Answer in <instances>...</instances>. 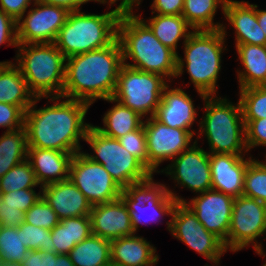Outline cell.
<instances>
[{
  "label": "cell",
  "instance_id": "cell-26",
  "mask_svg": "<svg viewBox=\"0 0 266 266\" xmlns=\"http://www.w3.org/2000/svg\"><path fill=\"white\" fill-rule=\"evenodd\" d=\"M35 98L20 69L14 62H6L0 68V102L20 106L26 111Z\"/></svg>",
  "mask_w": 266,
  "mask_h": 266
},
{
  "label": "cell",
  "instance_id": "cell-17",
  "mask_svg": "<svg viewBox=\"0 0 266 266\" xmlns=\"http://www.w3.org/2000/svg\"><path fill=\"white\" fill-rule=\"evenodd\" d=\"M233 203V197L214 189L197 194L185 202L196 214L199 223L224 243L226 250Z\"/></svg>",
  "mask_w": 266,
  "mask_h": 266
},
{
  "label": "cell",
  "instance_id": "cell-50",
  "mask_svg": "<svg viewBox=\"0 0 266 266\" xmlns=\"http://www.w3.org/2000/svg\"><path fill=\"white\" fill-rule=\"evenodd\" d=\"M36 2L64 7L70 12L75 11V0H36Z\"/></svg>",
  "mask_w": 266,
  "mask_h": 266
},
{
  "label": "cell",
  "instance_id": "cell-24",
  "mask_svg": "<svg viewBox=\"0 0 266 266\" xmlns=\"http://www.w3.org/2000/svg\"><path fill=\"white\" fill-rule=\"evenodd\" d=\"M110 253L115 266H156L160 259L156 247L136 233L111 240Z\"/></svg>",
  "mask_w": 266,
  "mask_h": 266
},
{
  "label": "cell",
  "instance_id": "cell-33",
  "mask_svg": "<svg viewBox=\"0 0 266 266\" xmlns=\"http://www.w3.org/2000/svg\"><path fill=\"white\" fill-rule=\"evenodd\" d=\"M39 185L31 163L26 159L11 168L0 178V193H9L10 191L20 189H32Z\"/></svg>",
  "mask_w": 266,
  "mask_h": 266
},
{
  "label": "cell",
  "instance_id": "cell-36",
  "mask_svg": "<svg viewBox=\"0 0 266 266\" xmlns=\"http://www.w3.org/2000/svg\"><path fill=\"white\" fill-rule=\"evenodd\" d=\"M22 242L20 227H0V253L4 261L23 262L30 250Z\"/></svg>",
  "mask_w": 266,
  "mask_h": 266
},
{
  "label": "cell",
  "instance_id": "cell-52",
  "mask_svg": "<svg viewBox=\"0 0 266 266\" xmlns=\"http://www.w3.org/2000/svg\"><path fill=\"white\" fill-rule=\"evenodd\" d=\"M90 1H94V2H98L100 4H105L107 3V0H75V11L81 10L82 5L90 2Z\"/></svg>",
  "mask_w": 266,
  "mask_h": 266
},
{
  "label": "cell",
  "instance_id": "cell-10",
  "mask_svg": "<svg viewBox=\"0 0 266 266\" xmlns=\"http://www.w3.org/2000/svg\"><path fill=\"white\" fill-rule=\"evenodd\" d=\"M168 84L161 75L143 72L123 63L112 98L136 111L143 118L153 117L160 104L163 89Z\"/></svg>",
  "mask_w": 266,
  "mask_h": 266
},
{
  "label": "cell",
  "instance_id": "cell-32",
  "mask_svg": "<svg viewBox=\"0 0 266 266\" xmlns=\"http://www.w3.org/2000/svg\"><path fill=\"white\" fill-rule=\"evenodd\" d=\"M28 143L25 127L4 131L0 136V178L27 159Z\"/></svg>",
  "mask_w": 266,
  "mask_h": 266
},
{
  "label": "cell",
  "instance_id": "cell-37",
  "mask_svg": "<svg viewBox=\"0 0 266 266\" xmlns=\"http://www.w3.org/2000/svg\"><path fill=\"white\" fill-rule=\"evenodd\" d=\"M21 228V239L23 244L30 250H41L43 252H55V246L51 238V230L23 222Z\"/></svg>",
  "mask_w": 266,
  "mask_h": 266
},
{
  "label": "cell",
  "instance_id": "cell-9",
  "mask_svg": "<svg viewBox=\"0 0 266 266\" xmlns=\"http://www.w3.org/2000/svg\"><path fill=\"white\" fill-rule=\"evenodd\" d=\"M84 141L90 145L94 153L89 154L85 151V155L103 165L122 189L132 183L143 181L152 174L120 144L118 139L103 135L93 124L89 127Z\"/></svg>",
  "mask_w": 266,
  "mask_h": 266
},
{
  "label": "cell",
  "instance_id": "cell-38",
  "mask_svg": "<svg viewBox=\"0 0 266 266\" xmlns=\"http://www.w3.org/2000/svg\"><path fill=\"white\" fill-rule=\"evenodd\" d=\"M24 222L52 230L60 219L51 206L41 197L26 213Z\"/></svg>",
  "mask_w": 266,
  "mask_h": 266
},
{
  "label": "cell",
  "instance_id": "cell-4",
  "mask_svg": "<svg viewBox=\"0 0 266 266\" xmlns=\"http://www.w3.org/2000/svg\"><path fill=\"white\" fill-rule=\"evenodd\" d=\"M226 23L218 30H195L183 43L184 58L177 54L176 78L186 70L189 80L203 100L205 96H217V85L222 66L225 45ZM185 69V70H184Z\"/></svg>",
  "mask_w": 266,
  "mask_h": 266
},
{
  "label": "cell",
  "instance_id": "cell-39",
  "mask_svg": "<svg viewBox=\"0 0 266 266\" xmlns=\"http://www.w3.org/2000/svg\"><path fill=\"white\" fill-rule=\"evenodd\" d=\"M120 144L148 169V153L144 125L118 138Z\"/></svg>",
  "mask_w": 266,
  "mask_h": 266
},
{
  "label": "cell",
  "instance_id": "cell-42",
  "mask_svg": "<svg viewBox=\"0 0 266 266\" xmlns=\"http://www.w3.org/2000/svg\"><path fill=\"white\" fill-rule=\"evenodd\" d=\"M244 122L248 152L257 146L266 147V118L244 120Z\"/></svg>",
  "mask_w": 266,
  "mask_h": 266
},
{
  "label": "cell",
  "instance_id": "cell-30",
  "mask_svg": "<svg viewBox=\"0 0 266 266\" xmlns=\"http://www.w3.org/2000/svg\"><path fill=\"white\" fill-rule=\"evenodd\" d=\"M226 0H184L182 16L194 30H218L222 23L214 22L217 9L224 13Z\"/></svg>",
  "mask_w": 266,
  "mask_h": 266
},
{
  "label": "cell",
  "instance_id": "cell-15",
  "mask_svg": "<svg viewBox=\"0 0 266 266\" xmlns=\"http://www.w3.org/2000/svg\"><path fill=\"white\" fill-rule=\"evenodd\" d=\"M32 7L16 21L18 44L54 43L70 11L40 2Z\"/></svg>",
  "mask_w": 266,
  "mask_h": 266
},
{
  "label": "cell",
  "instance_id": "cell-51",
  "mask_svg": "<svg viewBox=\"0 0 266 266\" xmlns=\"http://www.w3.org/2000/svg\"><path fill=\"white\" fill-rule=\"evenodd\" d=\"M256 16H257L258 24L262 28L266 36V10L258 9V5H256Z\"/></svg>",
  "mask_w": 266,
  "mask_h": 266
},
{
  "label": "cell",
  "instance_id": "cell-11",
  "mask_svg": "<svg viewBox=\"0 0 266 266\" xmlns=\"http://www.w3.org/2000/svg\"><path fill=\"white\" fill-rule=\"evenodd\" d=\"M266 237V205L254 198L241 195L234 198L230 227L227 235V251L236 253L253 246L255 253L266 256L262 242Z\"/></svg>",
  "mask_w": 266,
  "mask_h": 266
},
{
  "label": "cell",
  "instance_id": "cell-40",
  "mask_svg": "<svg viewBox=\"0 0 266 266\" xmlns=\"http://www.w3.org/2000/svg\"><path fill=\"white\" fill-rule=\"evenodd\" d=\"M2 205L16 206L23 212H27L41 197V189L36 193L35 188L20 189L9 193H0Z\"/></svg>",
  "mask_w": 266,
  "mask_h": 266
},
{
  "label": "cell",
  "instance_id": "cell-43",
  "mask_svg": "<svg viewBox=\"0 0 266 266\" xmlns=\"http://www.w3.org/2000/svg\"><path fill=\"white\" fill-rule=\"evenodd\" d=\"M18 47L16 21L4 11L0 10V46Z\"/></svg>",
  "mask_w": 266,
  "mask_h": 266
},
{
  "label": "cell",
  "instance_id": "cell-6",
  "mask_svg": "<svg viewBox=\"0 0 266 266\" xmlns=\"http://www.w3.org/2000/svg\"><path fill=\"white\" fill-rule=\"evenodd\" d=\"M122 12L118 6L103 14L72 11L58 32L54 44L66 59L105 48L117 39L118 21Z\"/></svg>",
  "mask_w": 266,
  "mask_h": 266
},
{
  "label": "cell",
  "instance_id": "cell-49",
  "mask_svg": "<svg viewBox=\"0 0 266 266\" xmlns=\"http://www.w3.org/2000/svg\"><path fill=\"white\" fill-rule=\"evenodd\" d=\"M51 266H74L69 254L51 252Z\"/></svg>",
  "mask_w": 266,
  "mask_h": 266
},
{
  "label": "cell",
  "instance_id": "cell-22",
  "mask_svg": "<svg viewBox=\"0 0 266 266\" xmlns=\"http://www.w3.org/2000/svg\"><path fill=\"white\" fill-rule=\"evenodd\" d=\"M223 14L228 25L235 31V45H266V36L257 21L256 4L226 0Z\"/></svg>",
  "mask_w": 266,
  "mask_h": 266
},
{
  "label": "cell",
  "instance_id": "cell-41",
  "mask_svg": "<svg viewBox=\"0 0 266 266\" xmlns=\"http://www.w3.org/2000/svg\"><path fill=\"white\" fill-rule=\"evenodd\" d=\"M25 111L20 106L0 102V127L14 131L24 127Z\"/></svg>",
  "mask_w": 266,
  "mask_h": 266
},
{
  "label": "cell",
  "instance_id": "cell-55",
  "mask_svg": "<svg viewBox=\"0 0 266 266\" xmlns=\"http://www.w3.org/2000/svg\"><path fill=\"white\" fill-rule=\"evenodd\" d=\"M219 262H220V261L215 262L214 265L218 266V265H219ZM204 266H209V265L206 264V265H204ZM210 266H211V265H210Z\"/></svg>",
  "mask_w": 266,
  "mask_h": 266
},
{
  "label": "cell",
  "instance_id": "cell-25",
  "mask_svg": "<svg viewBox=\"0 0 266 266\" xmlns=\"http://www.w3.org/2000/svg\"><path fill=\"white\" fill-rule=\"evenodd\" d=\"M238 61L243 66L237 69L239 89L266 85V45H235Z\"/></svg>",
  "mask_w": 266,
  "mask_h": 266
},
{
  "label": "cell",
  "instance_id": "cell-35",
  "mask_svg": "<svg viewBox=\"0 0 266 266\" xmlns=\"http://www.w3.org/2000/svg\"><path fill=\"white\" fill-rule=\"evenodd\" d=\"M243 120L266 118V85L239 89Z\"/></svg>",
  "mask_w": 266,
  "mask_h": 266
},
{
  "label": "cell",
  "instance_id": "cell-44",
  "mask_svg": "<svg viewBox=\"0 0 266 266\" xmlns=\"http://www.w3.org/2000/svg\"><path fill=\"white\" fill-rule=\"evenodd\" d=\"M25 212L12 205H2L0 197V227H19L24 222Z\"/></svg>",
  "mask_w": 266,
  "mask_h": 266
},
{
  "label": "cell",
  "instance_id": "cell-29",
  "mask_svg": "<svg viewBox=\"0 0 266 266\" xmlns=\"http://www.w3.org/2000/svg\"><path fill=\"white\" fill-rule=\"evenodd\" d=\"M92 235L90 216L72 217L60 220L51 230L55 253L69 254L73 247Z\"/></svg>",
  "mask_w": 266,
  "mask_h": 266
},
{
  "label": "cell",
  "instance_id": "cell-54",
  "mask_svg": "<svg viewBox=\"0 0 266 266\" xmlns=\"http://www.w3.org/2000/svg\"><path fill=\"white\" fill-rule=\"evenodd\" d=\"M6 62H12V61H1V62H0V68H1Z\"/></svg>",
  "mask_w": 266,
  "mask_h": 266
},
{
  "label": "cell",
  "instance_id": "cell-34",
  "mask_svg": "<svg viewBox=\"0 0 266 266\" xmlns=\"http://www.w3.org/2000/svg\"><path fill=\"white\" fill-rule=\"evenodd\" d=\"M264 160L266 161V154ZM243 195L266 205V162L254 158L248 163L244 174Z\"/></svg>",
  "mask_w": 266,
  "mask_h": 266
},
{
  "label": "cell",
  "instance_id": "cell-8",
  "mask_svg": "<svg viewBox=\"0 0 266 266\" xmlns=\"http://www.w3.org/2000/svg\"><path fill=\"white\" fill-rule=\"evenodd\" d=\"M154 174L147 179L132 183L121 192V198L130 213L133 231L140 225L162 222L164 216L172 217L177 202L187 200L160 182H154Z\"/></svg>",
  "mask_w": 266,
  "mask_h": 266
},
{
  "label": "cell",
  "instance_id": "cell-31",
  "mask_svg": "<svg viewBox=\"0 0 266 266\" xmlns=\"http://www.w3.org/2000/svg\"><path fill=\"white\" fill-rule=\"evenodd\" d=\"M74 266H108L111 264L110 240L91 235L69 252Z\"/></svg>",
  "mask_w": 266,
  "mask_h": 266
},
{
  "label": "cell",
  "instance_id": "cell-12",
  "mask_svg": "<svg viewBox=\"0 0 266 266\" xmlns=\"http://www.w3.org/2000/svg\"><path fill=\"white\" fill-rule=\"evenodd\" d=\"M166 225L173 237L213 264L227 252L224 243L199 223L196 214L185 203L177 202Z\"/></svg>",
  "mask_w": 266,
  "mask_h": 266
},
{
  "label": "cell",
  "instance_id": "cell-1",
  "mask_svg": "<svg viewBox=\"0 0 266 266\" xmlns=\"http://www.w3.org/2000/svg\"><path fill=\"white\" fill-rule=\"evenodd\" d=\"M41 99L44 97H36L25 111L24 127L28 148L58 150L73 155L80 152V140H85L92 125L85 122L91 105L81 100L58 96L49 97L48 102L53 104L38 109L36 104Z\"/></svg>",
  "mask_w": 266,
  "mask_h": 266
},
{
  "label": "cell",
  "instance_id": "cell-48",
  "mask_svg": "<svg viewBox=\"0 0 266 266\" xmlns=\"http://www.w3.org/2000/svg\"><path fill=\"white\" fill-rule=\"evenodd\" d=\"M117 1L118 0H107L109 10H110L111 6L116 4ZM120 2L121 3H119V5H117L120 9H122L123 11H133L134 7L139 8L138 6H140L142 0H120Z\"/></svg>",
  "mask_w": 266,
  "mask_h": 266
},
{
  "label": "cell",
  "instance_id": "cell-2",
  "mask_svg": "<svg viewBox=\"0 0 266 266\" xmlns=\"http://www.w3.org/2000/svg\"><path fill=\"white\" fill-rule=\"evenodd\" d=\"M122 64V49L118 39L105 48L67 58L62 97L90 105L97 99L113 97Z\"/></svg>",
  "mask_w": 266,
  "mask_h": 266
},
{
  "label": "cell",
  "instance_id": "cell-13",
  "mask_svg": "<svg viewBox=\"0 0 266 266\" xmlns=\"http://www.w3.org/2000/svg\"><path fill=\"white\" fill-rule=\"evenodd\" d=\"M69 179L92 206L116 200L123 191L104 166L92 161L83 151L73 155Z\"/></svg>",
  "mask_w": 266,
  "mask_h": 266
},
{
  "label": "cell",
  "instance_id": "cell-18",
  "mask_svg": "<svg viewBox=\"0 0 266 266\" xmlns=\"http://www.w3.org/2000/svg\"><path fill=\"white\" fill-rule=\"evenodd\" d=\"M209 153L211 189L233 198L243 195L244 174L253 156Z\"/></svg>",
  "mask_w": 266,
  "mask_h": 266
},
{
  "label": "cell",
  "instance_id": "cell-7",
  "mask_svg": "<svg viewBox=\"0 0 266 266\" xmlns=\"http://www.w3.org/2000/svg\"><path fill=\"white\" fill-rule=\"evenodd\" d=\"M14 63L35 97L62 96L66 58L54 43L18 44Z\"/></svg>",
  "mask_w": 266,
  "mask_h": 266
},
{
  "label": "cell",
  "instance_id": "cell-5",
  "mask_svg": "<svg viewBox=\"0 0 266 266\" xmlns=\"http://www.w3.org/2000/svg\"><path fill=\"white\" fill-rule=\"evenodd\" d=\"M202 101L204 114L199 121L195 141L198 142L199 137L204 135L209 153L247 155L245 122L240 101L234 104L226 96H205Z\"/></svg>",
  "mask_w": 266,
  "mask_h": 266
},
{
  "label": "cell",
  "instance_id": "cell-19",
  "mask_svg": "<svg viewBox=\"0 0 266 266\" xmlns=\"http://www.w3.org/2000/svg\"><path fill=\"white\" fill-rule=\"evenodd\" d=\"M92 234L115 240L135 234L128 208L122 198L92 206L90 212Z\"/></svg>",
  "mask_w": 266,
  "mask_h": 266
},
{
  "label": "cell",
  "instance_id": "cell-21",
  "mask_svg": "<svg viewBox=\"0 0 266 266\" xmlns=\"http://www.w3.org/2000/svg\"><path fill=\"white\" fill-rule=\"evenodd\" d=\"M41 193L60 220L90 215L92 205L70 179L45 185Z\"/></svg>",
  "mask_w": 266,
  "mask_h": 266
},
{
  "label": "cell",
  "instance_id": "cell-14",
  "mask_svg": "<svg viewBox=\"0 0 266 266\" xmlns=\"http://www.w3.org/2000/svg\"><path fill=\"white\" fill-rule=\"evenodd\" d=\"M143 125L147 144L148 170L152 174L159 173L158 168L161 163L174 159L195 143L193 137L197 132L194 129L171 128L153 117L146 118Z\"/></svg>",
  "mask_w": 266,
  "mask_h": 266
},
{
  "label": "cell",
  "instance_id": "cell-16",
  "mask_svg": "<svg viewBox=\"0 0 266 266\" xmlns=\"http://www.w3.org/2000/svg\"><path fill=\"white\" fill-rule=\"evenodd\" d=\"M160 172L169 175L177 187L187 188L196 195L212 187L209 152L198 146L196 141Z\"/></svg>",
  "mask_w": 266,
  "mask_h": 266
},
{
  "label": "cell",
  "instance_id": "cell-3",
  "mask_svg": "<svg viewBox=\"0 0 266 266\" xmlns=\"http://www.w3.org/2000/svg\"><path fill=\"white\" fill-rule=\"evenodd\" d=\"M134 13L123 11L118 21L117 39L122 49L123 63L143 72L161 75L172 82L176 76L177 53L160 42L141 19L142 14Z\"/></svg>",
  "mask_w": 266,
  "mask_h": 266
},
{
  "label": "cell",
  "instance_id": "cell-53",
  "mask_svg": "<svg viewBox=\"0 0 266 266\" xmlns=\"http://www.w3.org/2000/svg\"><path fill=\"white\" fill-rule=\"evenodd\" d=\"M0 266H24L22 263H13L2 260Z\"/></svg>",
  "mask_w": 266,
  "mask_h": 266
},
{
  "label": "cell",
  "instance_id": "cell-45",
  "mask_svg": "<svg viewBox=\"0 0 266 266\" xmlns=\"http://www.w3.org/2000/svg\"><path fill=\"white\" fill-rule=\"evenodd\" d=\"M184 0H153L152 14L182 15Z\"/></svg>",
  "mask_w": 266,
  "mask_h": 266
},
{
  "label": "cell",
  "instance_id": "cell-47",
  "mask_svg": "<svg viewBox=\"0 0 266 266\" xmlns=\"http://www.w3.org/2000/svg\"><path fill=\"white\" fill-rule=\"evenodd\" d=\"M22 264L24 266H51V252L29 251Z\"/></svg>",
  "mask_w": 266,
  "mask_h": 266
},
{
  "label": "cell",
  "instance_id": "cell-27",
  "mask_svg": "<svg viewBox=\"0 0 266 266\" xmlns=\"http://www.w3.org/2000/svg\"><path fill=\"white\" fill-rule=\"evenodd\" d=\"M104 101L115 105L104 113L102 118L103 127L95 126L103 135L118 139L143 125L144 118L136 111L124 106L112 97Z\"/></svg>",
  "mask_w": 266,
  "mask_h": 266
},
{
  "label": "cell",
  "instance_id": "cell-28",
  "mask_svg": "<svg viewBox=\"0 0 266 266\" xmlns=\"http://www.w3.org/2000/svg\"><path fill=\"white\" fill-rule=\"evenodd\" d=\"M153 31L160 42L171 48L178 54V43L183 39L182 44L195 31L182 15H159L152 14L149 19L141 18Z\"/></svg>",
  "mask_w": 266,
  "mask_h": 266
},
{
  "label": "cell",
  "instance_id": "cell-23",
  "mask_svg": "<svg viewBox=\"0 0 266 266\" xmlns=\"http://www.w3.org/2000/svg\"><path fill=\"white\" fill-rule=\"evenodd\" d=\"M73 154L51 149L28 148L27 160L31 163L39 188L69 179Z\"/></svg>",
  "mask_w": 266,
  "mask_h": 266
},
{
  "label": "cell",
  "instance_id": "cell-20",
  "mask_svg": "<svg viewBox=\"0 0 266 266\" xmlns=\"http://www.w3.org/2000/svg\"><path fill=\"white\" fill-rule=\"evenodd\" d=\"M192 97L182 87L168 84L162 92L160 104L153 118L171 128L190 130L197 120V108Z\"/></svg>",
  "mask_w": 266,
  "mask_h": 266
},
{
  "label": "cell",
  "instance_id": "cell-56",
  "mask_svg": "<svg viewBox=\"0 0 266 266\" xmlns=\"http://www.w3.org/2000/svg\"><path fill=\"white\" fill-rule=\"evenodd\" d=\"M2 260H3V259H2L1 253H0V263H1Z\"/></svg>",
  "mask_w": 266,
  "mask_h": 266
},
{
  "label": "cell",
  "instance_id": "cell-46",
  "mask_svg": "<svg viewBox=\"0 0 266 266\" xmlns=\"http://www.w3.org/2000/svg\"><path fill=\"white\" fill-rule=\"evenodd\" d=\"M36 0H0V10L17 21Z\"/></svg>",
  "mask_w": 266,
  "mask_h": 266
}]
</instances>
